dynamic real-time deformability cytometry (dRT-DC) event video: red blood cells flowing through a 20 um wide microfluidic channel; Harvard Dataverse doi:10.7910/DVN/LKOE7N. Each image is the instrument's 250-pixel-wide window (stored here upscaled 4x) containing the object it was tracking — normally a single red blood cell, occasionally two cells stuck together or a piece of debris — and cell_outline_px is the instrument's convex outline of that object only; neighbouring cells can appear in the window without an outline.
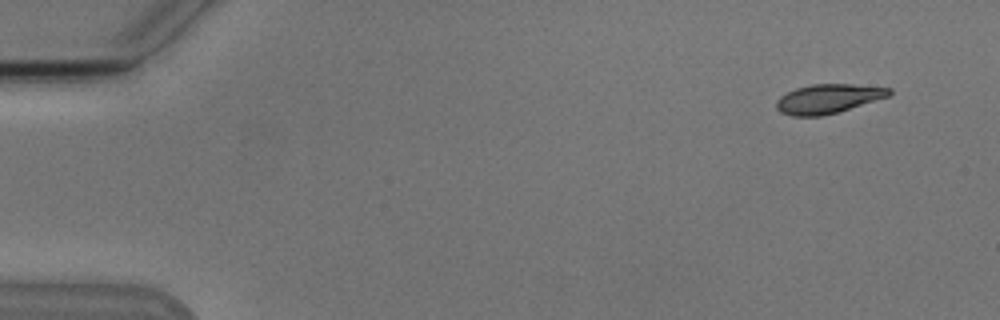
{"species": "Egyptian fruit bat (a non-hibernating species)", "species_latin": "Rousettus aegyptiacus", "temperature_condition": "cold", "stored_images_in_passage": 4, "camera_frame_rate_fps": 3000, "um_per_image_px": 0.085, "animal": {"sex": "male"}, "frame": {"image": 1, "passage_image": 1, "time_ms": 0.0, "image_size_px": [1000, 320], "cell_outline_px": [[892, 92], [888, 96], [836, 112], [820, 116], [792, 116], [780, 112], [776, 108], [776, 100], [780, 96], [796, 88], [812, 84], [852, 84], [892, 88]], "centroid_in_image_um": [70.35, 8.38], "position_along_channel_um": 14.7, "area_um2": 18.96}}